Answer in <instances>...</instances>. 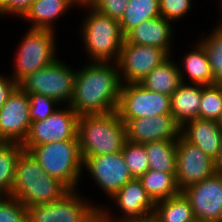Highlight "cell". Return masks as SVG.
Listing matches in <instances>:
<instances>
[{"label": "cell", "mask_w": 222, "mask_h": 222, "mask_svg": "<svg viewBox=\"0 0 222 222\" xmlns=\"http://www.w3.org/2000/svg\"><path fill=\"white\" fill-rule=\"evenodd\" d=\"M98 0H76V5L85 8V7H93V5L97 2Z\"/></svg>", "instance_id": "obj_41"}, {"label": "cell", "mask_w": 222, "mask_h": 222, "mask_svg": "<svg viewBox=\"0 0 222 222\" xmlns=\"http://www.w3.org/2000/svg\"><path fill=\"white\" fill-rule=\"evenodd\" d=\"M7 4L8 0H0V16H7Z\"/></svg>", "instance_id": "obj_42"}, {"label": "cell", "mask_w": 222, "mask_h": 222, "mask_svg": "<svg viewBox=\"0 0 222 222\" xmlns=\"http://www.w3.org/2000/svg\"><path fill=\"white\" fill-rule=\"evenodd\" d=\"M215 172L222 174V145L217 157L214 159Z\"/></svg>", "instance_id": "obj_40"}, {"label": "cell", "mask_w": 222, "mask_h": 222, "mask_svg": "<svg viewBox=\"0 0 222 222\" xmlns=\"http://www.w3.org/2000/svg\"><path fill=\"white\" fill-rule=\"evenodd\" d=\"M147 152L149 169L176 173L177 140H160L143 144Z\"/></svg>", "instance_id": "obj_26"}, {"label": "cell", "mask_w": 222, "mask_h": 222, "mask_svg": "<svg viewBox=\"0 0 222 222\" xmlns=\"http://www.w3.org/2000/svg\"><path fill=\"white\" fill-rule=\"evenodd\" d=\"M195 219L189 199L181 191L156 202L151 222H191Z\"/></svg>", "instance_id": "obj_24"}, {"label": "cell", "mask_w": 222, "mask_h": 222, "mask_svg": "<svg viewBox=\"0 0 222 222\" xmlns=\"http://www.w3.org/2000/svg\"><path fill=\"white\" fill-rule=\"evenodd\" d=\"M127 140L147 143L160 140H178L181 126L172 114L131 119L126 124Z\"/></svg>", "instance_id": "obj_16"}, {"label": "cell", "mask_w": 222, "mask_h": 222, "mask_svg": "<svg viewBox=\"0 0 222 222\" xmlns=\"http://www.w3.org/2000/svg\"><path fill=\"white\" fill-rule=\"evenodd\" d=\"M222 113V84L202 85L199 118L218 121Z\"/></svg>", "instance_id": "obj_30"}, {"label": "cell", "mask_w": 222, "mask_h": 222, "mask_svg": "<svg viewBox=\"0 0 222 222\" xmlns=\"http://www.w3.org/2000/svg\"><path fill=\"white\" fill-rule=\"evenodd\" d=\"M80 190H70L60 200L28 208V222H91L96 209Z\"/></svg>", "instance_id": "obj_8"}, {"label": "cell", "mask_w": 222, "mask_h": 222, "mask_svg": "<svg viewBox=\"0 0 222 222\" xmlns=\"http://www.w3.org/2000/svg\"><path fill=\"white\" fill-rule=\"evenodd\" d=\"M91 222H151L143 220H127V219H116L106 214L103 209L98 207L93 214Z\"/></svg>", "instance_id": "obj_39"}, {"label": "cell", "mask_w": 222, "mask_h": 222, "mask_svg": "<svg viewBox=\"0 0 222 222\" xmlns=\"http://www.w3.org/2000/svg\"><path fill=\"white\" fill-rule=\"evenodd\" d=\"M43 173V168L31 152L23 150L16 162L14 183H35Z\"/></svg>", "instance_id": "obj_32"}, {"label": "cell", "mask_w": 222, "mask_h": 222, "mask_svg": "<svg viewBox=\"0 0 222 222\" xmlns=\"http://www.w3.org/2000/svg\"><path fill=\"white\" fill-rule=\"evenodd\" d=\"M182 192L191 203L195 219L222 222V174L215 172Z\"/></svg>", "instance_id": "obj_14"}, {"label": "cell", "mask_w": 222, "mask_h": 222, "mask_svg": "<svg viewBox=\"0 0 222 222\" xmlns=\"http://www.w3.org/2000/svg\"><path fill=\"white\" fill-rule=\"evenodd\" d=\"M138 179L155 203L181 192L176 182V173H164L149 169Z\"/></svg>", "instance_id": "obj_25"}, {"label": "cell", "mask_w": 222, "mask_h": 222, "mask_svg": "<svg viewBox=\"0 0 222 222\" xmlns=\"http://www.w3.org/2000/svg\"><path fill=\"white\" fill-rule=\"evenodd\" d=\"M112 200L118 210L121 211L120 213H123L120 217H115L114 211L111 212L110 208L102 207V205L99 206L111 217L116 219L151 221L156 203L148 195L139 179L135 178L127 182L111 197Z\"/></svg>", "instance_id": "obj_15"}, {"label": "cell", "mask_w": 222, "mask_h": 222, "mask_svg": "<svg viewBox=\"0 0 222 222\" xmlns=\"http://www.w3.org/2000/svg\"><path fill=\"white\" fill-rule=\"evenodd\" d=\"M24 150L16 142H0V193L10 195L14 184L16 162Z\"/></svg>", "instance_id": "obj_28"}, {"label": "cell", "mask_w": 222, "mask_h": 222, "mask_svg": "<svg viewBox=\"0 0 222 222\" xmlns=\"http://www.w3.org/2000/svg\"><path fill=\"white\" fill-rule=\"evenodd\" d=\"M172 22L162 16L145 20L125 35L124 43L149 45L165 49L170 55L174 37Z\"/></svg>", "instance_id": "obj_18"}, {"label": "cell", "mask_w": 222, "mask_h": 222, "mask_svg": "<svg viewBox=\"0 0 222 222\" xmlns=\"http://www.w3.org/2000/svg\"><path fill=\"white\" fill-rule=\"evenodd\" d=\"M122 82L116 62H89L76 69L70 106L81 115L117 111Z\"/></svg>", "instance_id": "obj_1"}, {"label": "cell", "mask_w": 222, "mask_h": 222, "mask_svg": "<svg viewBox=\"0 0 222 222\" xmlns=\"http://www.w3.org/2000/svg\"><path fill=\"white\" fill-rule=\"evenodd\" d=\"M44 172L62 182L69 190H78L83 172L79 139L36 145L30 150Z\"/></svg>", "instance_id": "obj_4"}, {"label": "cell", "mask_w": 222, "mask_h": 222, "mask_svg": "<svg viewBox=\"0 0 222 222\" xmlns=\"http://www.w3.org/2000/svg\"><path fill=\"white\" fill-rule=\"evenodd\" d=\"M122 153L134 178L138 179L149 170L147 152L143 144L126 140Z\"/></svg>", "instance_id": "obj_31"}, {"label": "cell", "mask_w": 222, "mask_h": 222, "mask_svg": "<svg viewBox=\"0 0 222 222\" xmlns=\"http://www.w3.org/2000/svg\"><path fill=\"white\" fill-rule=\"evenodd\" d=\"M84 168L97 187L110 198L127 182L135 179L126 165L122 151L87 157L83 161Z\"/></svg>", "instance_id": "obj_11"}, {"label": "cell", "mask_w": 222, "mask_h": 222, "mask_svg": "<svg viewBox=\"0 0 222 222\" xmlns=\"http://www.w3.org/2000/svg\"><path fill=\"white\" fill-rule=\"evenodd\" d=\"M202 85L182 82L170 96L171 114L176 122L184 123L199 118Z\"/></svg>", "instance_id": "obj_20"}, {"label": "cell", "mask_w": 222, "mask_h": 222, "mask_svg": "<svg viewBox=\"0 0 222 222\" xmlns=\"http://www.w3.org/2000/svg\"><path fill=\"white\" fill-rule=\"evenodd\" d=\"M76 69L59 58L28 75L18 85L27 93L46 95L60 104L69 105L74 93Z\"/></svg>", "instance_id": "obj_6"}, {"label": "cell", "mask_w": 222, "mask_h": 222, "mask_svg": "<svg viewBox=\"0 0 222 222\" xmlns=\"http://www.w3.org/2000/svg\"><path fill=\"white\" fill-rule=\"evenodd\" d=\"M215 173L214 159L181 135L177 140L176 182L182 191Z\"/></svg>", "instance_id": "obj_13"}, {"label": "cell", "mask_w": 222, "mask_h": 222, "mask_svg": "<svg viewBox=\"0 0 222 222\" xmlns=\"http://www.w3.org/2000/svg\"><path fill=\"white\" fill-rule=\"evenodd\" d=\"M56 32L49 29H27L22 37L14 58L13 72L10 75L19 84L28 75L53 63L56 54Z\"/></svg>", "instance_id": "obj_5"}, {"label": "cell", "mask_w": 222, "mask_h": 222, "mask_svg": "<svg viewBox=\"0 0 222 222\" xmlns=\"http://www.w3.org/2000/svg\"><path fill=\"white\" fill-rule=\"evenodd\" d=\"M73 7L65 0H35L22 18L31 24L29 29H49L55 31L54 23ZM66 11V12H65Z\"/></svg>", "instance_id": "obj_23"}, {"label": "cell", "mask_w": 222, "mask_h": 222, "mask_svg": "<svg viewBox=\"0 0 222 222\" xmlns=\"http://www.w3.org/2000/svg\"><path fill=\"white\" fill-rule=\"evenodd\" d=\"M180 135L215 159L222 145V129L217 121L196 118L181 126Z\"/></svg>", "instance_id": "obj_19"}, {"label": "cell", "mask_w": 222, "mask_h": 222, "mask_svg": "<svg viewBox=\"0 0 222 222\" xmlns=\"http://www.w3.org/2000/svg\"><path fill=\"white\" fill-rule=\"evenodd\" d=\"M217 123H218L219 127L222 129V113H221Z\"/></svg>", "instance_id": "obj_43"}, {"label": "cell", "mask_w": 222, "mask_h": 222, "mask_svg": "<svg viewBox=\"0 0 222 222\" xmlns=\"http://www.w3.org/2000/svg\"><path fill=\"white\" fill-rule=\"evenodd\" d=\"M117 113L125 124L131 119L171 114L170 96L148 91L139 83L122 84Z\"/></svg>", "instance_id": "obj_7"}, {"label": "cell", "mask_w": 222, "mask_h": 222, "mask_svg": "<svg viewBox=\"0 0 222 222\" xmlns=\"http://www.w3.org/2000/svg\"><path fill=\"white\" fill-rule=\"evenodd\" d=\"M171 55L155 46L123 43L117 66L122 84L139 83Z\"/></svg>", "instance_id": "obj_10"}, {"label": "cell", "mask_w": 222, "mask_h": 222, "mask_svg": "<svg viewBox=\"0 0 222 222\" xmlns=\"http://www.w3.org/2000/svg\"><path fill=\"white\" fill-rule=\"evenodd\" d=\"M69 191L62 182L43 173L35 183H14L10 195L29 208L58 201Z\"/></svg>", "instance_id": "obj_17"}, {"label": "cell", "mask_w": 222, "mask_h": 222, "mask_svg": "<svg viewBox=\"0 0 222 222\" xmlns=\"http://www.w3.org/2000/svg\"><path fill=\"white\" fill-rule=\"evenodd\" d=\"M192 49L184 54L183 60L181 59L182 65L181 63L180 65L178 64L182 82L188 83L186 81L190 80L193 84L204 86L216 84L217 82L214 80L209 59L203 45L196 41V45Z\"/></svg>", "instance_id": "obj_21"}, {"label": "cell", "mask_w": 222, "mask_h": 222, "mask_svg": "<svg viewBox=\"0 0 222 222\" xmlns=\"http://www.w3.org/2000/svg\"><path fill=\"white\" fill-rule=\"evenodd\" d=\"M64 107L62 105L44 120L31 123L29 134L22 144L24 150L30 151L36 145L78 139L79 115L70 105Z\"/></svg>", "instance_id": "obj_9"}, {"label": "cell", "mask_w": 222, "mask_h": 222, "mask_svg": "<svg viewBox=\"0 0 222 222\" xmlns=\"http://www.w3.org/2000/svg\"><path fill=\"white\" fill-rule=\"evenodd\" d=\"M194 0H159L160 16L168 21H178L188 15Z\"/></svg>", "instance_id": "obj_35"}, {"label": "cell", "mask_w": 222, "mask_h": 222, "mask_svg": "<svg viewBox=\"0 0 222 222\" xmlns=\"http://www.w3.org/2000/svg\"><path fill=\"white\" fill-rule=\"evenodd\" d=\"M30 99L18 85L0 108V142L23 144L31 127Z\"/></svg>", "instance_id": "obj_12"}, {"label": "cell", "mask_w": 222, "mask_h": 222, "mask_svg": "<svg viewBox=\"0 0 222 222\" xmlns=\"http://www.w3.org/2000/svg\"><path fill=\"white\" fill-rule=\"evenodd\" d=\"M191 222H208V221H204V220H200V219H194Z\"/></svg>", "instance_id": "obj_46"}, {"label": "cell", "mask_w": 222, "mask_h": 222, "mask_svg": "<svg viewBox=\"0 0 222 222\" xmlns=\"http://www.w3.org/2000/svg\"><path fill=\"white\" fill-rule=\"evenodd\" d=\"M67 1L72 7L73 5L76 6V0H65Z\"/></svg>", "instance_id": "obj_44"}, {"label": "cell", "mask_w": 222, "mask_h": 222, "mask_svg": "<svg viewBox=\"0 0 222 222\" xmlns=\"http://www.w3.org/2000/svg\"><path fill=\"white\" fill-rule=\"evenodd\" d=\"M129 0H98L93 8L98 12L120 21L123 17Z\"/></svg>", "instance_id": "obj_36"}, {"label": "cell", "mask_w": 222, "mask_h": 222, "mask_svg": "<svg viewBox=\"0 0 222 222\" xmlns=\"http://www.w3.org/2000/svg\"><path fill=\"white\" fill-rule=\"evenodd\" d=\"M34 1L35 0H8L7 16L10 17V15H13L22 19Z\"/></svg>", "instance_id": "obj_37"}, {"label": "cell", "mask_w": 222, "mask_h": 222, "mask_svg": "<svg viewBox=\"0 0 222 222\" xmlns=\"http://www.w3.org/2000/svg\"><path fill=\"white\" fill-rule=\"evenodd\" d=\"M199 40L206 50L214 80L222 84V24Z\"/></svg>", "instance_id": "obj_29"}, {"label": "cell", "mask_w": 222, "mask_h": 222, "mask_svg": "<svg viewBox=\"0 0 222 222\" xmlns=\"http://www.w3.org/2000/svg\"><path fill=\"white\" fill-rule=\"evenodd\" d=\"M0 222H28L27 206L11 195H1Z\"/></svg>", "instance_id": "obj_33"}, {"label": "cell", "mask_w": 222, "mask_h": 222, "mask_svg": "<svg viewBox=\"0 0 222 222\" xmlns=\"http://www.w3.org/2000/svg\"><path fill=\"white\" fill-rule=\"evenodd\" d=\"M221 1V2H220ZM219 3H220V10H222V0H219ZM221 13H222V11H220ZM221 17H222V15H221ZM220 22H218L217 24H222V19L221 20H219Z\"/></svg>", "instance_id": "obj_45"}, {"label": "cell", "mask_w": 222, "mask_h": 222, "mask_svg": "<svg viewBox=\"0 0 222 222\" xmlns=\"http://www.w3.org/2000/svg\"><path fill=\"white\" fill-rule=\"evenodd\" d=\"M160 16L159 0H129L119 24L126 35L134 27L148 19Z\"/></svg>", "instance_id": "obj_27"}, {"label": "cell", "mask_w": 222, "mask_h": 222, "mask_svg": "<svg viewBox=\"0 0 222 222\" xmlns=\"http://www.w3.org/2000/svg\"><path fill=\"white\" fill-rule=\"evenodd\" d=\"M182 83L179 67L170 56L163 63L152 69L139 82L146 90L171 96Z\"/></svg>", "instance_id": "obj_22"}, {"label": "cell", "mask_w": 222, "mask_h": 222, "mask_svg": "<svg viewBox=\"0 0 222 222\" xmlns=\"http://www.w3.org/2000/svg\"><path fill=\"white\" fill-rule=\"evenodd\" d=\"M18 86L14 79L10 76L0 74V108L8 100L10 94Z\"/></svg>", "instance_id": "obj_38"}, {"label": "cell", "mask_w": 222, "mask_h": 222, "mask_svg": "<svg viewBox=\"0 0 222 222\" xmlns=\"http://www.w3.org/2000/svg\"><path fill=\"white\" fill-rule=\"evenodd\" d=\"M77 136L84 161L90 156L122 151L127 140L126 125L117 111L81 115L78 120Z\"/></svg>", "instance_id": "obj_2"}, {"label": "cell", "mask_w": 222, "mask_h": 222, "mask_svg": "<svg viewBox=\"0 0 222 222\" xmlns=\"http://www.w3.org/2000/svg\"><path fill=\"white\" fill-rule=\"evenodd\" d=\"M86 9L87 15L79 30L89 62H117L125 41L119 21L93 7Z\"/></svg>", "instance_id": "obj_3"}, {"label": "cell", "mask_w": 222, "mask_h": 222, "mask_svg": "<svg viewBox=\"0 0 222 222\" xmlns=\"http://www.w3.org/2000/svg\"><path fill=\"white\" fill-rule=\"evenodd\" d=\"M28 96L30 99L29 117L31 122L46 119L53 112H55L60 107V105H63L60 104L57 100L46 95L30 93Z\"/></svg>", "instance_id": "obj_34"}]
</instances>
